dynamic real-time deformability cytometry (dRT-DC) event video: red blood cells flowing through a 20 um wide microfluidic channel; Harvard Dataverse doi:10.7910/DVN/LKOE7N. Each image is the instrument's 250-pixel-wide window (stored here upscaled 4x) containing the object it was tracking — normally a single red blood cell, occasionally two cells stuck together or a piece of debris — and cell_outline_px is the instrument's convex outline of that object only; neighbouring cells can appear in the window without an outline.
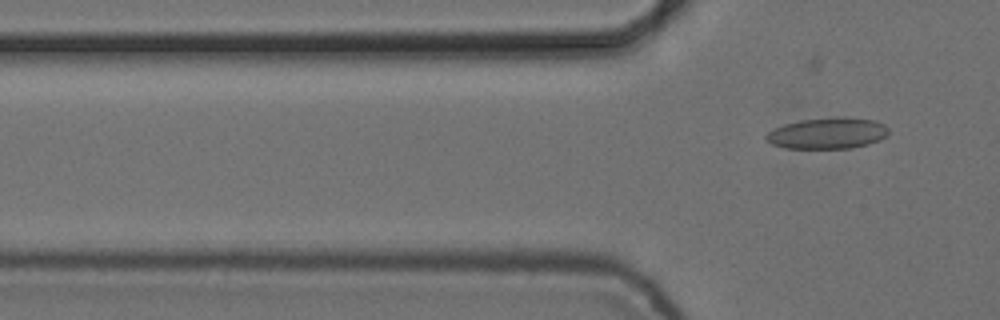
{"species": "common noctule bat (a hibernating species)", "species_latin": "Nyctalus noctula", "temperature_condition": "cold", "stored_images_in_passage": 6, "segment_of_instrument_passage": [2, 2], "camera_frame_rate_fps": 3000, "um_per_image_px": 0.085, "animal": {"sex": "female", "body_mass_g": 24.6, "forearm_length_mm": 56.2}, "frame": {"image": 1, "passage_image": 6, "time_ms": 1.667, "image_size_px": [1000, 320], "cell_outline_px": [[888, 132], [880, 140], [868, 144], [852, 148], [784, 148], [772, 144], [764, 136], [768, 132], [784, 124], [800, 120], [836, 116], [844, 116], [876, 120], [884, 124], [888, 128]], "centroid_in_image_um": [70.36, 11.31], "position_along_channel_um": 55.4, "area_um2": 22.37}}